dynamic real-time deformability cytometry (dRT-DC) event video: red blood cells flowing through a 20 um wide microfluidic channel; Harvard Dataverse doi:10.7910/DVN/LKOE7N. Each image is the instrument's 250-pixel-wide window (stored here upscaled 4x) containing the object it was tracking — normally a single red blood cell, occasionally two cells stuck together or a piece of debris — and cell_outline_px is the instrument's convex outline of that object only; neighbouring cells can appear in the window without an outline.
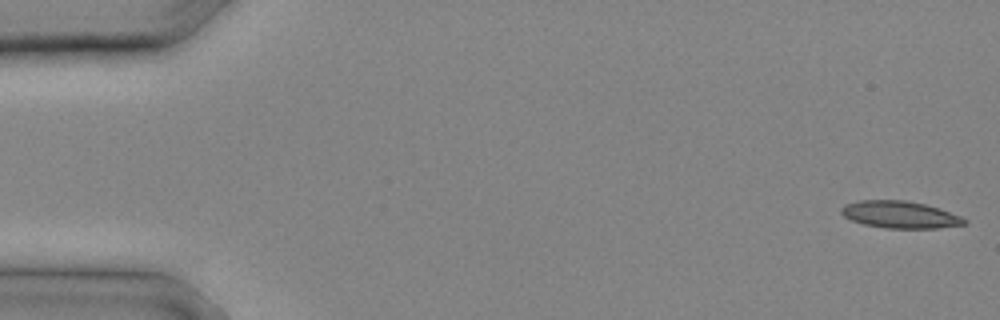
{"species": "common noctule bat (a hibernating species)", "species_latin": "Nyctalus noctula", "temperature_condition": "cold", "stored_images_in_passage": 11, "camera_frame_rate_fps": 3000, "um_per_image_px": 0.085, "animal": {"sex": "male", "body_mass_g": 20.4}, "frame": {"image": 1, "passage_image": 1, "time_ms": 0.0, "image_size_px": [1000, 320], "cell_outline_px": [[968, 224], [936, 228], [884, 228], [864, 224], [852, 220], [844, 216], [840, 212], [840, 208], [844, 204], [860, 200], [904, 200], [924, 204], [960, 216], [968, 220]], "centroid_in_image_um": [76.47, 18.24], "position_along_channel_um": 8.5, "area_um2": 19.31}}
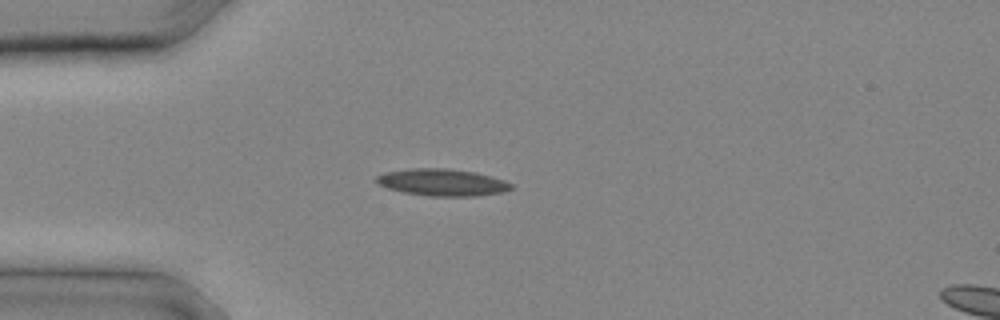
{"frame": {"image": 2, "passage_image": 7, "time_ms": 2.0, "image_size_px": [1000, 320], "cell_outline_px": [[512, 188], [504, 192], [476, 196], [428, 196], [404, 192], [388, 188], [376, 184], [376, 176], [384, 172], [412, 168], [448, 168], [476, 172], [504, 180], [512, 184]], "centroid_in_image_um": [37.58, 15.5], "position_along_channel_um": 47.4, "area_um2": 21.27}}